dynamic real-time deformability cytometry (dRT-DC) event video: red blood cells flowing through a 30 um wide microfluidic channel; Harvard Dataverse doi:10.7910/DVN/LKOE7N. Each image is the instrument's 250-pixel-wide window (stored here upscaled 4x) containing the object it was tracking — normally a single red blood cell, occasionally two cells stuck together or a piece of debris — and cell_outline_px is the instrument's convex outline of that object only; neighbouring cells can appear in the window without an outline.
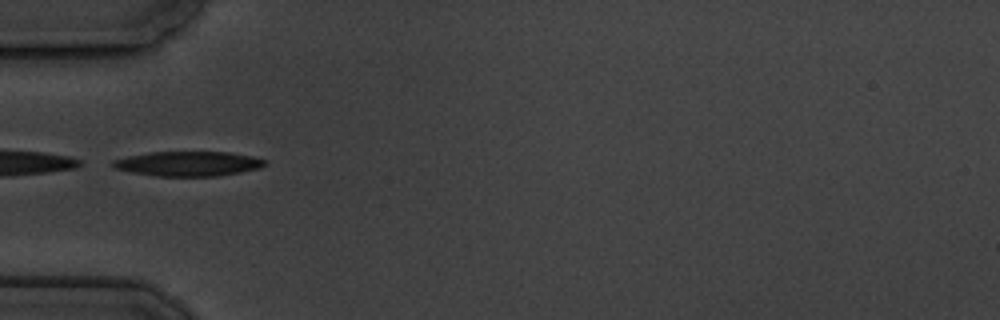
{"species": "common noctule bat (a hibernating species)", "species_latin": "Nyctalus noctula", "temperature_condition": "cold", "stored_images_in_passage": 6, "camera_frame_rate_fps": 3000, "um_per_image_px": 0.085, "animal": {"sex": "male", "body_mass_g": 19.5, "forearm_length_mm": 54.6}, "frame": {"image": 1, "passage_image": 4, "time_ms": 3.667, "image_size_px": [1000, 320], "cell_outline_px": [[268, 164], [260, 168], [240, 172], [216, 176], [156, 176], [132, 172], [112, 168], [112, 160], [128, 156], [148, 152], [228, 152], [252, 156], [268, 160]], "centroid_in_image_um": [16.01, 13.91], "position_along_channel_um": 69.0, "area_um2": 22.02}}